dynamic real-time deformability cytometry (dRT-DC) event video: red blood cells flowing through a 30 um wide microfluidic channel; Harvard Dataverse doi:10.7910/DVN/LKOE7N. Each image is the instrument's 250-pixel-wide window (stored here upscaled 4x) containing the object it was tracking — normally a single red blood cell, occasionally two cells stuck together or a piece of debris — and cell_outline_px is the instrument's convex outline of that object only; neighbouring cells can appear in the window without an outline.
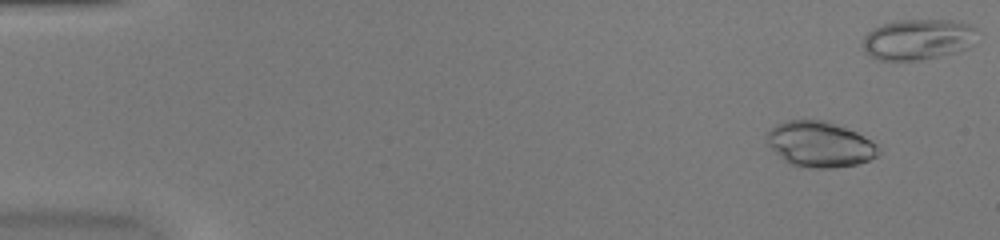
{"species": "common noctule bat (a hibernating species)", "species_latin": "Nyctalus noctula", "temperature_condition": "warm", "stored_images_in_passage": 42, "camera_frame_rate_fps": 3000, "um_per_image_px": 0.085, "animal": {"sex": "female", "body_mass_g": 20.0, "forearm_length_mm": 54.0}, "frame": {"image": 1, "passage_image": 5, "time_ms": 1.333, "image_size_px": [1000, 240], "cell_outline_px": [[880, 152], [876, 156], [868, 160], [856, 164], [832, 168], [808, 168], [788, 164], [768, 144], [768, 132], [776, 124], [788, 120], [828, 120], [856, 132], [876, 144]], "centroid_in_image_um": [69.68, 12.26], "position_along_channel_um": 15.3, "area_um2": 29.42}}
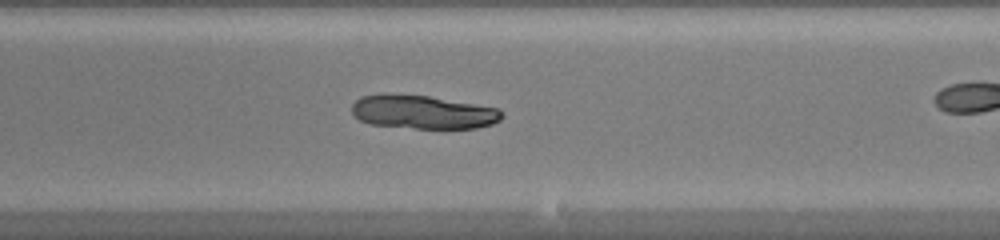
{"frame": {"image": 2, "passage_image": 32, "time_ms": 10.333, "image_size_px": [1000, 240], "cell_outline_px": [[504, 116], [500, 120], [492, 124], [476, 128], [416, 128], [368, 124], [360, 120], [352, 112], [352, 104], [360, 96], [428, 96], [496, 108], [504, 112]], "centroid_in_image_um": [35.99, 9.56], "position_along_channel_um": 253.0, "area_um2": 28.55}}
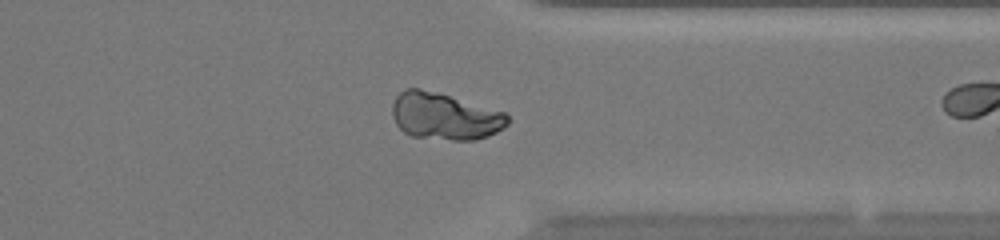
{"frame": {"image": 3, "passage_image": 41, "time_ms": 13.333, "image_size_px": [1000, 240], "cell_outline_px": [[508, 124], [504, 128], [488, 136], [476, 140], [452, 140], [412, 136], [404, 132], [396, 124], [392, 116], [392, 104], [396, 96], [404, 88], [420, 88], [440, 92], [504, 112], [508, 116]], "centroid_in_image_um": [37.79, 9.87], "position_along_channel_um": 373.6, "area_um2": 31.79}}